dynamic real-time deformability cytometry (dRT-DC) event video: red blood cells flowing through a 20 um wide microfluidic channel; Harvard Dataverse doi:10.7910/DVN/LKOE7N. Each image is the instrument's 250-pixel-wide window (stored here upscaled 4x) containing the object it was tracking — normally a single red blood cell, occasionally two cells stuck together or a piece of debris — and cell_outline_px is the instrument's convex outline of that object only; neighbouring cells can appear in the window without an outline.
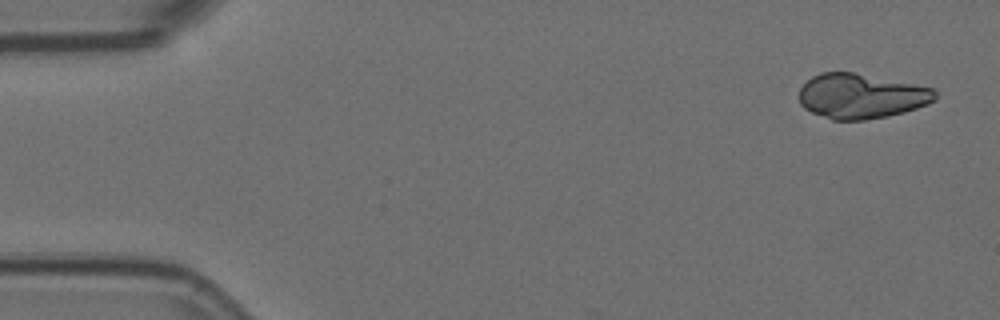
{"species": "Egyptian fruit bat (a non-hibernating species)", "species_latin": "Rousettus aegyptiacus", "temperature_condition": "room temperature", "stored_images_in_passage": 5, "camera_frame_rate_fps": 3000, "um_per_image_px": 0.085, "animal": {"sex": "female"}, "frame": {"image": 1, "passage_image": 1, "time_ms": 0.0, "image_size_px": [1000, 320], "cell_outline_px": [[936, 100], [928, 104], [904, 112], [888, 116], [864, 120], [832, 120], [812, 112], [804, 108], [800, 104], [800, 88], [812, 76], [820, 72], [852, 72], [936, 88]], "centroid_in_image_um": [73.21, 8.17], "position_along_channel_um": 11.8, "area_um2": 35.6}}